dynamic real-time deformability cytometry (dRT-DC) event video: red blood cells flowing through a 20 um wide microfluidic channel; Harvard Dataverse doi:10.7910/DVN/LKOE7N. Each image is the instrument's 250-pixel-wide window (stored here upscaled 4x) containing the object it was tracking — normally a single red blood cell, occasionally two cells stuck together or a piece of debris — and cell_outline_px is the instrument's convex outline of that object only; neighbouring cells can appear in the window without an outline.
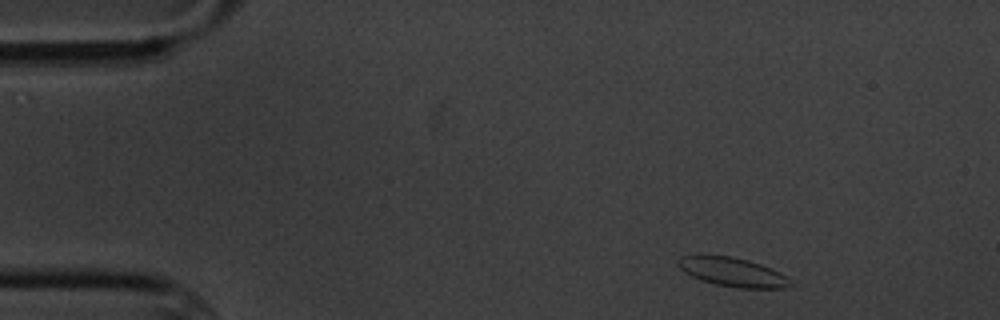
{"species": "common noctule bat (a hibernating species)", "species_latin": "Nyctalus noctula", "temperature_condition": "cold", "stored_images_in_passage": 5, "camera_frame_rate_fps": 3000, "um_per_image_px": 0.085, "animal": {"sex": "male", "body_mass_g": 20.1, "forearm_length_mm": 53.5}, "frame": {"image": 1, "passage_image": 1, "time_ms": 0.0, "image_size_px": [1000, 320], "cell_outline_px": [[796, 284], [784, 288], [736, 288], [716, 284], [700, 280], [684, 272], [676, 264], [676, 260], [680, 256], [696, 252], [732, 256], [748, 260], [772, 268], [780, 272], [792, 280]], "centroid_in_image_um": [62.21, 23.08], "position_along_channel_um": 22.8, "area_um2": 19.83}}
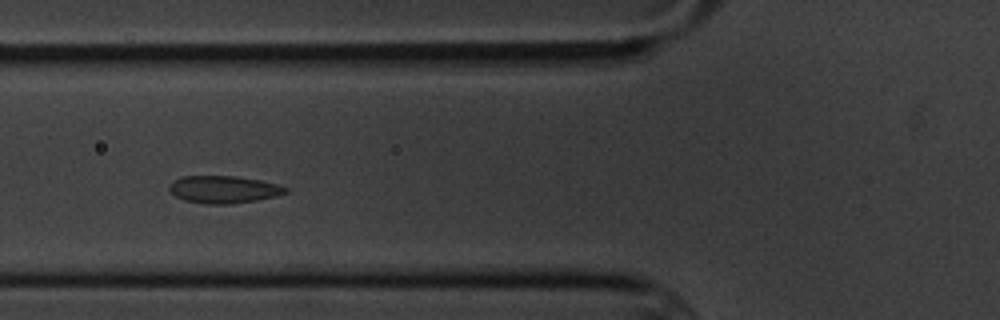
{"frame": {"image": 2, "passage_image": 5, "time_ms": 4.667, "image_size_px": [1000, 320], "cell_outline_px": [[288, 192], [276, 196], [256, 200], [232, 204], [204, 204], [184, 200], [176, 196], [168, 188], [168, 184], [172, 180], [180, 176], [236, 176], [260, 180], [276, 184], [288, 188]], "centroid_in_image_um": [18.98, 16.1], "position_along_channel_um": 106.8, "area_um2": 18.67}}